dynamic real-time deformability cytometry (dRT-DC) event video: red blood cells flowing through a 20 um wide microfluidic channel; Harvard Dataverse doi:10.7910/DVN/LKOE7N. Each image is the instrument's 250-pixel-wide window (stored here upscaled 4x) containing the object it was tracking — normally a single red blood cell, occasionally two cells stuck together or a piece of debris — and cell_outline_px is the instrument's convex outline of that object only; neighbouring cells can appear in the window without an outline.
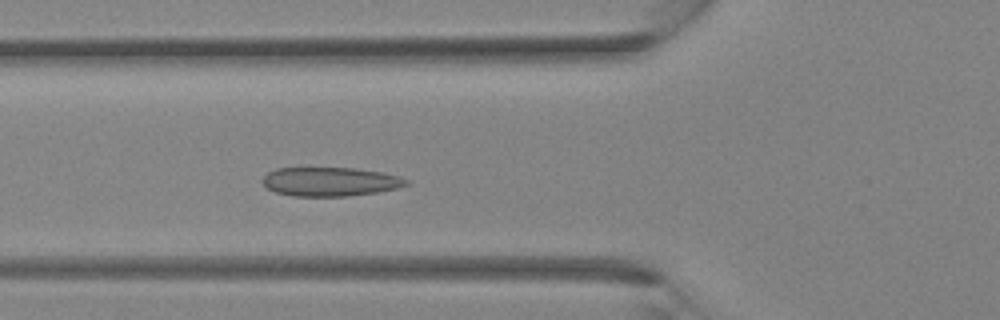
{"species": "Egyptian fruit bat (a non-hibernating species)", "species_latin": "Rousettus aegyptiacus", "temperature_condition": "room temperature", "stored_images_in_passage": 32, "camera_frame_rate_fps": 3000, "um_per_image_px": 0.085, "animal": {"sex": "female"}, "frame": {"image": 1, "passage_image": 9, "time_ms": 2.667, "image_size_px": [1000, 320], "cell_outline_px": [[408, 184], [400, 188], [376, 192], [348, 196], [292, 196], [276, 192], [268, 188], [260, 180], [268, 172], [276, 168], [356, 168], [380, 172], [400, 176], [408, 180]], "centroid_in_image_um": [28.07, 15.44], "position_along_channel_um": 97.7, "area_um2": 24.28}}
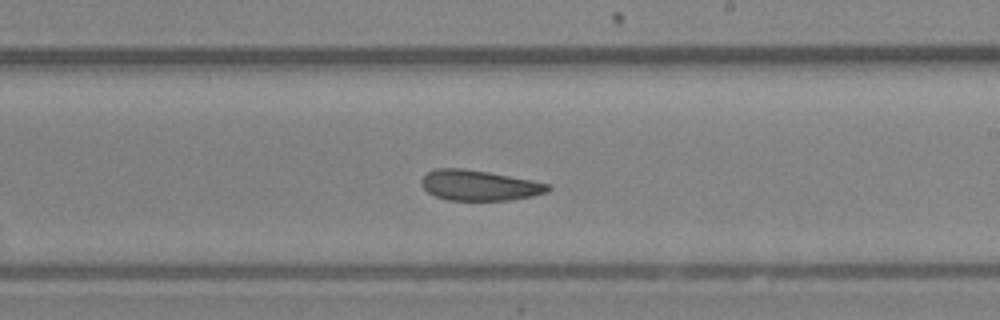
{"frame": {"image": 2, "passage_image": 17, "time_ms": 5.333, "image_size_px": [1000, 320], "cell_outline_px": [[552, 188], [548, 192], [532, 196], [512, 200], [448, 200], [436, 196], [428, 192], [420, 184], [420, 180], [428, 172], [436, 168], [464, 168], [488, 172], [532, 180], [552, 184]], "centroid_in_image_um": [40.76, 15.75], "position_along_channel_um": 248.2, "area_um2": 22.54}}
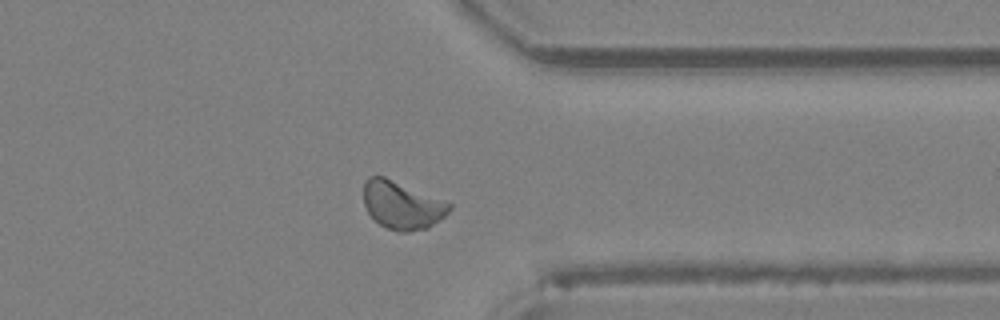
{"frame": {"image": 3, "passage_image": 24, "time_ms": 7.667, "image_size_px": [1000, 320], "cell_outline_px": [[452, 208], [444, 216], [428, 228], [408, 232], [396, 232], [380, 224], [368, 212], [364, 204], [364, 180], [368, 176], [384, 176], [452, 204]], "centroid_in_image_um": [34.15, 17.44], "position_along_channel_um": 377.2, "area_um2": 23.7}}